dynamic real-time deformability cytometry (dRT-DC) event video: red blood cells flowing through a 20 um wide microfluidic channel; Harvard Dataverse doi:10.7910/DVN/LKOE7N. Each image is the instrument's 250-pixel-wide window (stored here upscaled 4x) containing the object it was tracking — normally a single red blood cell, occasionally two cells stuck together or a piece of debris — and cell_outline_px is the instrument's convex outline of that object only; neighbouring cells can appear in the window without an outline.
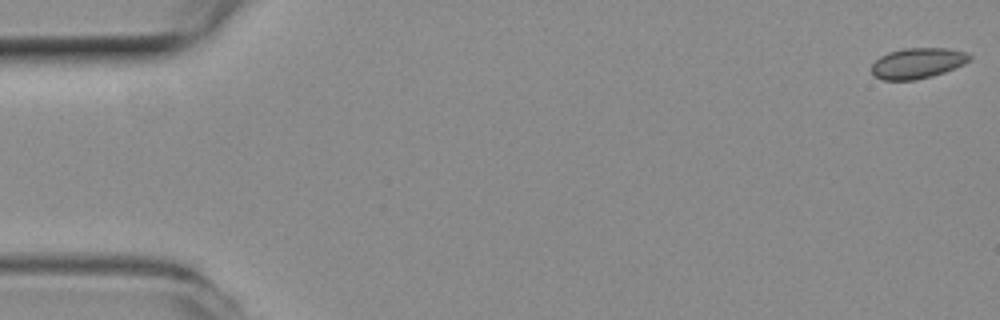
{"species": "common noctule bat (a hibernating species)", "species_latin": "Nyctalus noctula", "temperature_condition": "room temperature", "stored_images_in_passage": 53, "camera_frame_rate_fps": 3000, "um_per_image_px": 0.085, "animal": {"sex": "female", "body_mass_g": 19.3, "forearm_length_mm": 54.1}, "frame": {"image": 1, "passage_image": 1, "time_ms": 0.0, "image_size_px": [1000, 320], "cell_outline_px": [[972, 60], [964, 64], [944, 72], [932, 76], [916, 80], [884, 80], [876, 76], [872, 72], [872, 64], [880, 56], [888, 52], [904, 48], [948, 48], [968, 52], [972, 56]], "centroid_in_image_um": [78.03, 5.36], "position_along_channel_um": 7.0, "area_um2": 17.57}}
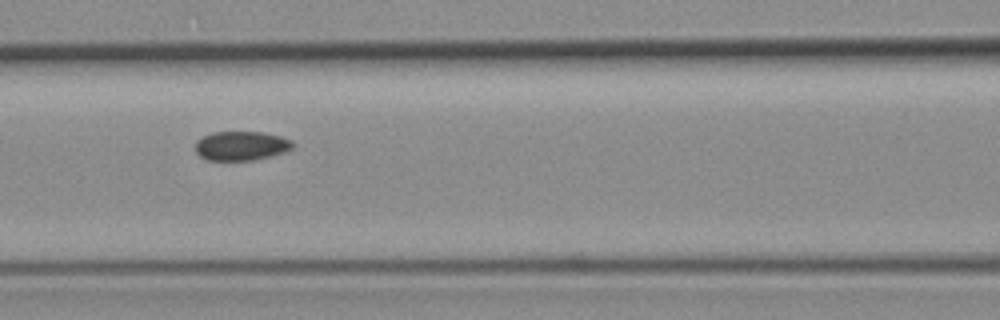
{"frame": {"image": 2, "passage_image": 23, "time_ms": 7.333, "image_size_px": [1000, 320], "cell_outline_px": [[292, 148], [284, 152], [252, 160], [208, 160], [200, 156], [196, 152], [196, 140], [212, 132], [264, 132], [280, 136], [292, 140]], "centroid_in_image_um": [20.48, 12.38], "position_along_channel_um": 146.1, "area_um2": 16.42}}
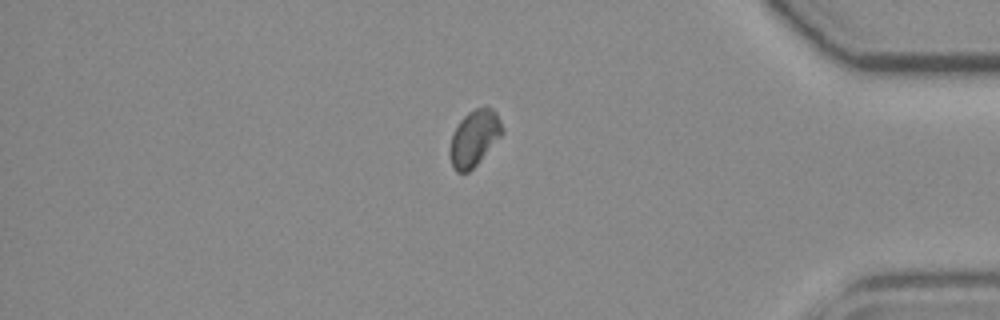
{"frame": {"image": 3, "passage_image": 45, "time_ms": 14.667, "image_size_px": [1000, 320], "cell_outline_px": [[504, 132], [480, 160], [468, 172], [456, 172], [452, 168], [448, 152], [448, 148], [452, 132], [460, 120], [468, 112], [476, 108], [492, 108], [496, 112], [504, 128]], "centroid_in_image_um": [40.27, 11.74], "position_along_channel_um": 394.9, "area_um2": 17.17}}